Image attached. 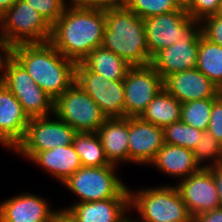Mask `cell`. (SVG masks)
Instances as JSON below:
<instances>
[{
	"label": "cell",
	"mask_w": 222,
	"mask_h": 222,
	"mask_svg": "<svg viewBox=\"0 0 222 222\" xmlns=\"http://www.w3.org/2000/svg\"><path fill=\"white\" fill-rule=\"evenodd\" d=\"M105 26V8L82 6L69 0L62 16L51 26L49 42L64 57L79 63L102 45Z\"/></svg>",
	"instance_id": "cell-1"
},
{
	"label": "cell",
	"mask_w": 222,
	"mask_h": 222,
	"mask_svg": "<svg viewBox=\"0 0 222 222\" xmlns=\"http://www.w3.org/2000/svg\"><path fill=\"white\" fill-rule=\"evenodd\" d=\"M12 56L53 100L75 82L76 63L50 42L17 44L12 47Z\"/></svg>",
	"instance_id": "cell-2"
},
{
	"label": "cell",
	"mask_w": 222,
	"mask_h": 222,
	"mask_svg": "<svg viewBox=\"0 0 222 222\" xmlns=\"http://www.w3.org/2000/svg\"><path fill=\"white\" fill-rule=\"evenodd\" d=\"M102 47L119 55L130 66L149 65L144 19L124 7L105 9Z\"/></svg>",
	"instance_id": "cell-3"
},
{
	"label": "cell",
	"mask_w": 222,
	"mask_h": 222,
	"mask_svg": "<svg viewBox=\"0 0 222 222\" xmlns=\"http://www.w3.org/2000/svg\"><path fill=\"white\" fill-rule=\"evenodd\" d=\"M129 209H136L140 222H193L176 186L129 189Z\"/></svg>",
	"instance_id": "cell-4"
},
{
	"label": "cell",
	"mask_w": 222,
	"mask_h": 222,
	"mask_svg": "<svg viewBox=\"0 0 222 222\" xmlns=\"http://www.w3.org/2000/svg\"><path fill=\"white\" fill-rule=\"evenodd\" d=\"M0 32L12 47L45 43L50 40L51 25L26 0H16L0 16Z\"/></svg>",
	"instance_id": "cell-5"
},
{
	"label": "cell",
	"mask_w": 222,
	"mask_h": 222,
	"mask_svg": "<svg viewBox=\"0 0 222 222\" xmlns=\"http://www.w3.org/2000/svg\"><path fill=\"white\" fill-rule=\"evenodd\" d=\"M116 166L80 167L64 184L79 202L129 197V188L115 174Z\"/></svg>",
	"instance_id": "cell-6"
},
{
	"label": "cell",
	"mask_w": 222,
	"mask_h": 222,
	"mask_svg": "<svg viewBox=\"0 0 222 222\" xmlns=\"http://www.w3.org/2000/svg\"><path fill=\"white\" fill-rule=\"evenodd\" d=\"M53 114L76 132H97L106 120L98 104L76 82L54 100Z\"/></svg>",
	"instance_id": "cell-7"
},
{
	"label": "cell",
	"mask_w": 222,
	"mask_h": 222,
	"mask_svg": "<svg viewBox=\"0 0 222 222\" xmlns=\"http://www.w3.org/2000/svg\"><path fill=\"white\" fill-rule=\"evenodd\" d=\"M77 132L58 117L30 118L25 136L14 148V152L31 160L38 152L68 146Z\"/></svg>",
	"instance_id": "cell-8"
},
{
	"label": "cell",
	"mask_w": 222,
	"mask_h": 222,
	"mask_svg": "<svg viewBox=\"0 0 222 222\" xmlns=\"http://www.w3.org/2000/svg\"><path fill=\"white\" fill-rule=\"evenodd\" d=\"M1 82L18 99L29 118L53 115L54 100L13 56L6 63Z\"/></svg>",
	"instance_id": "cell-9"
},
{
	"label": "cell",
	"mask_w": 222,
	"mask_h": 222,
	"mask_svg": "<svg viewBox=\"0 0 222 222\" xmlns=\"http://www.w3.org/2000/svg\"><path fill=\"white\" fill-rule=\"evenodd\" d=\"M75 82L98 104L106 118L125 117L123 80H110L79 62Z\"/></svg>",
	"instance_id": "cell-10"
},
{
	"label": "cell",
	"mask_w": 222,
	"mask_h": 222,
	"mask_svg": "<svg viewBox=\"0 0 222 222\" xmlns=\"http://www.w3.org/2000/svg\"><path fill=\"white\" fill-rule=\"evenodd\" d=\"M200 34L201 21L195 20L181 40L160 50L150 64L163 79L172 73L196 68Z\"/></svg>",
	"instance_id": "cell-11"
},
{
	"label": "cell",
	"mask_w": 222,
	"mask_h": 222,
	"mask_svg": "<svg viewBox=\"0 0 222 222\" xmlns=\"http://www.w3.org/2000/svg\"><path fill=\"white\" fill-rule=\"evenodd\" d=\"M123 81L125 117H140L148 104L164 88L163 78L151 64L131 66Z\"/></svg>",
	"instance_id": "cell-12"
},
{
	"label": "cell",
	"mask_w": 222,
	"mask_h": 222,
	"mask_svg": "<svg viewBox=\"0 0 222 222\" xmlns=\"http://www.w3.org/2000/svg\"><path fill=\"white\" fill-rule=\"evenodd\" d=\"M194 21L187 11H173L144 19L149 60L160 50L181 40L185 30Z\"/></svg>",
	"instance_id": "cell-13"
},
{
	"label": "cell",
	"mask_w": 222,
	"mask_h": 222,
	"mask_svg": "<svg viewBox=\"0 0 222 222\" xmlns=\"http://www.w3.org/2000/svg\"><path fill=\"white\" fill-rule=\"evenodd\" d=\"M180 181L176 187L193 218L219 208L216 183L208 168H201Z\"/></svg>",
	"instance_id": "cell-14"
},
{
	"label": "cell",
	"mask_w": 222,
	"mask_h": 222,
	"mask_svg": "<svg viewBox=\"0 0 222 222\" xmlns=\"http://www.w3.org/2000/svg\"><path fill=\"white\" fill-rule=\"evenodd\" d=\"M164 145V129L144 121L141 117H128L129 162L148 165Z\"/></svg>",
	"instance_id": "cell-15"
},
{
	"label": "cell",
	"mask_w": 222,
	"mask_h": 222,
	"mask_svg": "<svg viewBox=\"0 0 222 222\" xmlns=\"http://www.w3.org/2000/svg\"><path fill=\"white\" fill-rule=\"evenodd\" d=\"M163 87L182 104L221 96L220 88L197 68L168 75L163 79Z\"/></svg>",
	"instance_id": "cell-16"
},
{
	"label": "cell",
	"mask_w": 222,
	"mask_h": 222,
	"mask_svg": "<svg viewBox=\"0 0 222 222\" xmlns=\"http://www.w3.org/2000/svg\"><path fill=\"white\" fill-rule=\"evenodd\" d=\"M59 212L47 200L25 192L0 203V222H54Z\"/></svg>",
	"instance_id": "cell-17"
},
{
	"label": "cell",
	"mask_w": 222,
	"mask_h": 222,
	"mask_svg": "<svg viewBox=\"0 0 222 222\" xmlns=\"http://www.w3.org/2000/svg\"><path fill=\"white\" fill-rule=\"evenodd\" d=\"M29 120L21 103L0 81V144L13 151L24 138Z\"/></svg>",
	"instance_id": "cell-18"
},
{
	"label": "cell",
	"mask_w": 222,
	"mask_h": 222,
	"mask_svg": "<svg viewBox=\"0 0 222 222\" xmlns=\"http://www.w3.org/2000/svg\"><path fill=\"white\" fill-rule=\"evenodd\" d=\"M75 222H118L129 209V197L75 203L60 209Z\"/></svg>",
	"instance_id": "cell-19"
},
{
	"label": "cell",
	"mask_w": 222,
	"mask_h": 222,
	"mask_svg": "<svg viewBox=\"0 0 222 222\" xmlns=\"http://www.w3.org/2000/svg\"><path fill=\"white\" fill-rule=\"evenodd\" d=\"M96 133L109 164L129 163L128 117L106 118Z\"/></svg>",
	"instance_id": "cell-20"
},
{
	"label": "cell",
	"mask_w": 222,
	"mask_h": 222,
	"mask_svg": "<svg viewBox=\"0 0 222 222\" xmlns=\"http://www.w3.org/2000/svg\"><path fill=\"white\" fill-rule=\"evenodd\" d=\"M30 161H33L60 183L66 181L82 167L73 144L38 152Z\"/></svg>",
	"instance_id": "cell-21"
},
{
	"label": "cell",
	"mask_w": 222,
	"mask_h": 222,
	"mask_svg": "<svg viewBox=\"0 0 222 222\" xmlns=\"http://www.w3.org/2000/svg\"><path fill=\"white\" fill-rule=\"evenodd\" d=\"M149 165L155 166L161 173L163 172L174 178L178 177L181 180L202 168L195 161L192 150L167 143H164Z\"/></svg>",
	"instance_id": "cell-22"
},
{
	"label": "cell",
	"mask_w": 222,
	"mask_h": 222,
	"mask_svg": "<svg viewBox=\"0 0 222 222\" xmlns=\"http://www.w3.org/2000/svg\"><path fill=\"white\" fill-rule=\"evenodd\" d=\"M182 103L164 88L148 104L140 116L144 121L161 128L181 120Z\"/></svg>",
	"instance_id": "cell-23"
},
{
	"label": "cell",
	"mask_w": 222,
	"mask_h": 222,
	"mask_svg": "<svg viewBox=\"0 0 222 222\" xmlns=\"http://www.w3.org/2000/svg\"><path fill=\"white\" fill-rule=\"evenodd\" d=\"M81 62L91 71L110 80H123L131 67L119 55L102 46L90 51Z\"/></svg>",
	"instance_id": "cell-24"
},
{
	"label": "cell",
	"mask_w": 222,
	"mask_h": 222,
	"mask_svg": "<svg viewBox=\"0 0 222 222\" xmlns=\"http://www.w3.org/2000/svg\"><path fill=\"white\" fill-rule=\"evenodd\" d=\"M72 144L82 167L114 166L107 161L96 132H77Z\"/></svg>",
	"instance_id": "cell-25"
},
{
	"label": "cell",
	"mask_w": 222,
	"mask_h": 222,
	"mask_svg": "<svg viewBox=\"0 0 222 222\" xmlns=\"http://www.w3.org/2000/svg\"><path fill=\"white\" fill-rule=\"evenodd\" d=\"M196 68L220 89L222 88V46L200 34Z\"/></svg>",
	"instance_id": "cell-26"
},
{
	"label": "cell",
	"mask_w": 222,
	"mask_h": 222,
	"mask_svg": "<svg viewBox=\"0 0 222 222\" xmlns=\"http://www.w3.org/2000/svg\"><path fill=\"white\" fill-rule=\"evenodd\" d=\"M218 98L193 100L182 104L181 120L188 126L207 131L213 103Z\"/></svg>",
	"instance_id": "cell-27"
},
{
	"label": "cell",
	"mask_w": 222,
	"mask_h": 222,
	"mask_svg": "<svg viewBox=\"0 0 222 222\" xmlns=\"http://www.w3.org/2000/svg\"><path fill=\"white\" fill-rule=\"evenodd\" d=\"M202 132L179 120L164 128V143L181 146L193 151L201 139Z\"/></svg>",
	"instance_id": "cell-28"
},
{
	"label": "cell",
	"mask_w": 222,
	"mask_h": 222,
	"mask_svg": "<svg viewBox=\"0 0 222 222\" xmlns=\"http://www.w3.org/2000/svg\"><path fill=\"white\" fill-rule=\"evenodd\" d=\"M193 153L195 156V161L202 168H208L214 165L222 164V145L208 131L202 132L201 139L197 143ZM209 159H212V163L204 165L203 163L205 160L208 161Z\"/></svg>",
	"instance_id": "cell-29"
},
{
	"label": "cell",
	"mask_w": 222,
	"mask_h": 222,
	"mask_svg": "<svg viewBox=\"0 0 222 222\" xmlns=\"http://www.w3.org/2000/svg\"><path fill=\"white\" fill-rule=\"evenodd\" d=\"M125 7L142 19L173 11H185L177 6L175 0H127Z\"/></svg>",
	"instance_id": "cell-30"
},
{
	"label": "cell",
	"mask_w": 222,
	"mask_h": 222,
	"mask_svg": "<svg viewBox=\"0 0 222 222\" xmlns=\"http://www.w3.org/2000/svg\"><path fill=\"white\" fill-rule=\"evenodd\" d=\"M52 26L63 13L68 0H26Z\"/></svg>",
	"instance_id": "cell-31"
},
{
	"label": "cell",
	"mask_w": 222,
	"mask_h": 222,
	"mask_svg": "<svg viewBox=\"0 0 222 222\" xmlns=\"http://www.w3.org/2000/svg\"><path fill=\"white\" fill-rule=\"evenodd\" d=\"M201 33L210 42L222 46V17L216 14L202 19Z\"/></svg>",
	"instance_id": "cell-32"
},
{
	"label": "cell",
	"mask_w": 222,
	"mask_h": 222,
	"mask_svg": "<svg viewBox=\"0 0 222 222\" xmlns=\"http://www.w3.org/2000/svg\"><path fill=\"white\" fill-rule=\"evenodd\" d=\"M222 0H193L187 13L196 21L218 14Z\"/></svg>",
	"instance_id": "cell-33"
},
{
	"label": "cell",
	"mask_w": 222,
	"mask_h": 222,
	"mask_svg": "<svg viewBox=\"0 0 222 222\" xmlns=\"http://www.w3.org/2000/svg\"><path fill=\"white\" fill-rule=\"evenodd\" d=\"M207 131L222 145V95L213 103Z\"/></svg>",
	"instance_id": "cell-34"
},
{
	"label": "cell",
	"mask_w": 222,
	"mask_h": 222,
	"mask_svg": "<svg viewBox=\"0 0 222 222\" xmlns=\"http://www.w3.org/2000/svg\"><path fill=\"white\" fill-rule=\"evenodd\" d=\"M73 3L96 8L124 7L127 0H70Z\"/></svg>",
	"instance_id": "cell-35"
},
{
	"label": "cell",
	"mask_w": 222,
	"mask_h": 222,
	"mask_svg": "<svg viewBox=\"0 0 222 222\" xmlns=\"http://www.w3.org/2000/svg\"><path fill=\"white\" fill-rule=\"evenodd\" d=\"M11 57H12V46L7 42V40L2 35H0V73H1L0 81L2 80V77L4 75L6 63Z\"/></svg>",
	"instance_id": "cell-36"
},
{
	"label": "cell",
	"mask_w": 222,
	"mask_h": 222,
	"mask_svg": "<svg viewBox=\"0 0 222 222\" xmlns=\"http://www.w3.org/2000/svg\"><path fill=\"white\" fill-rule=\"evenodd\" d=\"M193 222H222V209L216 208L202 214H198L193 218Z\"/></svg>",
	"instance_id": "cell-37"
},
{
	"label": "cell",
	"mask_w": 222,
	"mask_h": 222,
	"mask_svg": "<svg viewBox=\"0 0 222 222\" xmlns=\"http://www.w3.org/2000/svg\"><path fill=\"white\" fill-rule=\"evenodd\" d=\"M211 171L214 181L216 183L219 199V208L222 209V164L208 167Z\"/></svg>",
	"instance_id": "cell-38"
},
{
	"label": "cell",
	"mask_w": 222,
	"mask_h": 222,
	"mask_svg": "<svg viewBox=\"0 0 222 222\" xmlns=\"http://www.w3.org/2000/svg\"><path fill=\"white\" fill-rule=\"evenodd\" d=\"M16 0H0V16L8 10Z\"/></svg>",
	"instance_id": "cell-39"
},
{
	"label": "cell",
	"mask_w": 222,
	"mask_h": 222,
	"mask_svg": "<svg viewBox=\"0 0 222 222\" xmlns=\"http://www.w3.org/2000/svg\"><path fill=\"white\" fill-rule=\"evenodd\" d=\"M54 222H75L64 211H61L56 215Z\"/></svg>",
	"instance_id": "cell-40"
},
{
	"label": "cell",
	"mask_w": 222,
	"mask_h": 222,
	"mask_svg": "<svg viewBox=\"0 0 222 222\" xmlns=\"http://www.w3.org/2000/svg\"><path fill=\"white\" fill-rule=\"evenodd\" d=\"M177 6L185 11H188L193 3V0H175Z\"/></svg>",
	"instance_id": "cell-41"
},
{
	"label": "cell",
	"mask_w": 222,
	"mask_h": 222,
	"mask_svg": "<svg viewBox=\"0 0 222 222\" xmlns=\"http://www.w3.org/2000/svg\"><path fill=\"white\" fill-rule=\"evenodd\" d=\"M127 213H129V212H126V213L124 214V216H123L118 222H140V221H139L140 218H137L136 220H134L133 218L130 219V218L127 216Z\"/></svg>",
	"instance_id": "cell-42"
},
{
	"label": "cell",
	"mask_w": 222,
	"mask_h": 222,
	"mask_svg": "<svg viewBox=\"0 0 222 222\" xmlns=\"http://www.w3.org/2000/svg\"><path fill=\"white\" fill-rule=\"evenodd\" d=\"M218 15L222 17V2H221V6H220V10L218 12Z\"/></svg>",
	"instance_id": "cell-43"
}]
</instances>
